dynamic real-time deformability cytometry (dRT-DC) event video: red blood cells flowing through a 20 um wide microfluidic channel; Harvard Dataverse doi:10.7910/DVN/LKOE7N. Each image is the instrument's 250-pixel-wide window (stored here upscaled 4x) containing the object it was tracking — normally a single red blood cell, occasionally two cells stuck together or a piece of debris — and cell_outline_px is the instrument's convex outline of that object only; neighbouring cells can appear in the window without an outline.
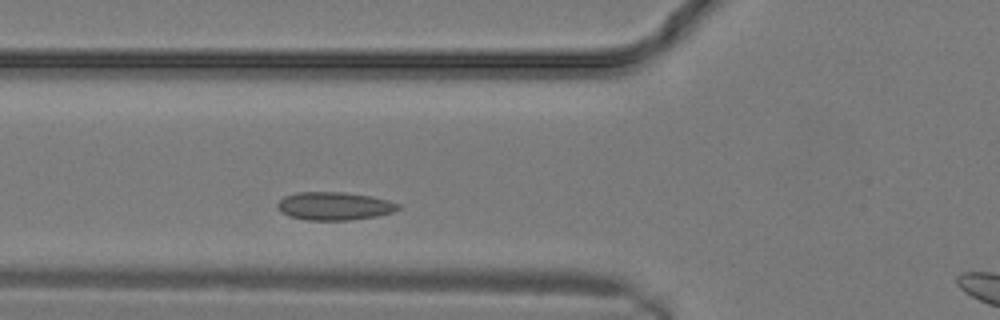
{"species": "common noctule bat (a hibernating species)", "species_latin": "Nyctalus noctula", "temperature_condition": "warm", "stored_images_in_passage": 3, "camera_frame_rate_fps": 3000, "um_per_image_px": 0.085, "animal": {"sex": "male", "body_mass_g": 19.2, "forearm_length_mm": 51.8}, "frame": {"image": 1, "passage_image": 2, "time_ms": 0.333, "image_size_px": [1000, 320], "cell_outline_px": [[400, 208], [392, 212], [376, 216], [352, 220], [308, 220], [288, 216], [280, 212], [276, 204], [284, 196], [296, 192], [344, 192], [372, 196], [388, 200], [400, 204]], "centroid_in_image_um": [28.4, 17.51], "position_along_channel_um": 97.4, "area_um2": 19.88}}